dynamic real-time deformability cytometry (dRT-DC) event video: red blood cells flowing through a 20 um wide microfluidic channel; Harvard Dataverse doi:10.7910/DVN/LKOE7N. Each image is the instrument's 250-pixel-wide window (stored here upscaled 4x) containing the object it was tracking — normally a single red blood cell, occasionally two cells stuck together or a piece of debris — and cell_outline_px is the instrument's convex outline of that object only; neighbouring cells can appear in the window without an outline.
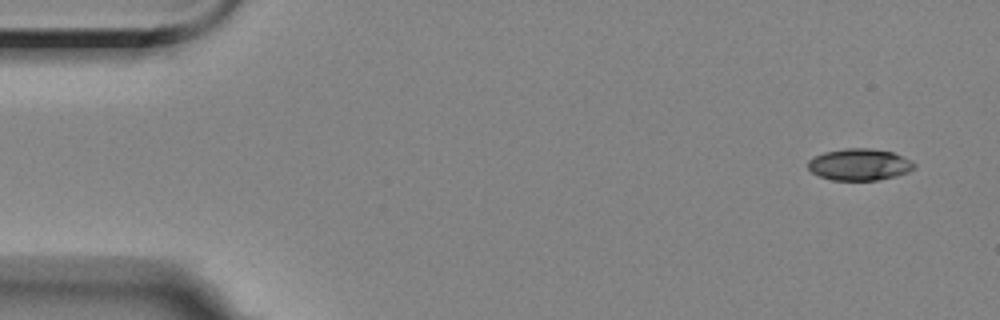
{"species": "Egyptian fruit bat (a non-hibernating species)", "species_latin": "Rousettus aegyptiacus", "temperature_condition": "room temperature", "stored_images_in_passage": 4, "camera_frame_rate_fps": 3000, "um_per_image_px": 0.085, "animal": {"sex": "female"}, "frame": {"image": 1, "passage_image": 1, "time_ms": 0.0, "image_size_px": [1000, 320], "cell_outline_px": [[916, 168], [908, 172], [896, 176], [876, 180], [832, 180], [820, 176], [812, 172], [808, 168], [808, 160], [824, 152], [848, 148], [868, 148], [892, 152], [912, 160], [916, 164]], "centroid_in_image_um": [73.08, 13.99], "position_along_channel_um": 11.9, "area_um2": 19.59}}